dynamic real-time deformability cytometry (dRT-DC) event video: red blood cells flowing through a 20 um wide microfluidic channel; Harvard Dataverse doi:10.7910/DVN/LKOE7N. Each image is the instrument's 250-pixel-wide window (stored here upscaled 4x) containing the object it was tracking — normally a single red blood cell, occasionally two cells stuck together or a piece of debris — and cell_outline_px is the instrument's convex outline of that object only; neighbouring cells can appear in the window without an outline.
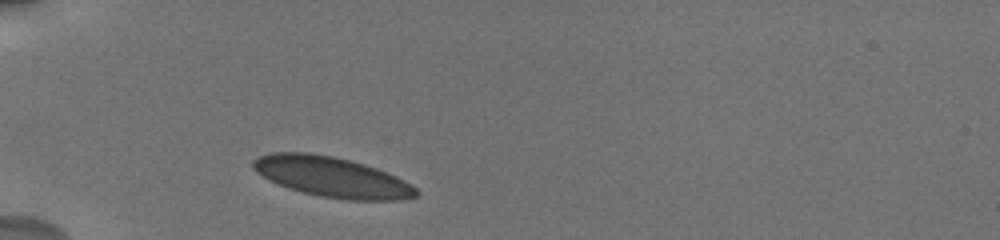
{"species": "human", "species_latin": "Homo sapiens", "temperature_condition": "cold", "stored_images_in_passage": 5, "camera_frame_rate_fps": 3000, "um_per_image_px": 0.085, "donor": {"sex": "male"}, "frame": {"image": 1, "passage_image": 1, "time_ms": 0.0, "image_size_px": [1000, 240], "cell_outline_px": [[420, 192], [416, 196], [400, 200], [348, 200], [320, 196], [304, 192], [280, 184], [256, 172], [252, 164], [252, 160], [268, 152], [308, 152], [332, 156], [364, 164], [376, 168], [396, 176], [412, 184]], "centroid_in_image_um": [28.24, 15.04], "position_along_channel_um": 56.8, "area_um2": 37.86}}
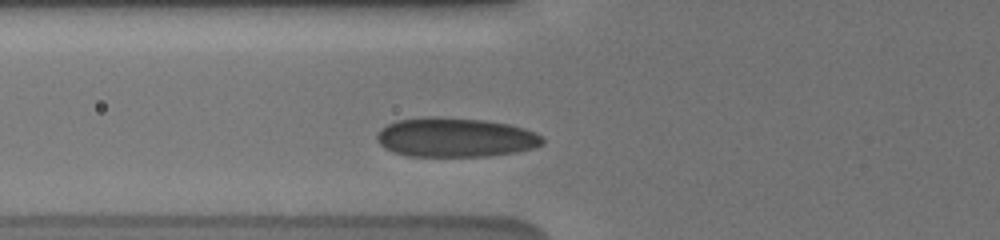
{"frame": {"image": 2, "passage_image": 3, "time_ms": 1.333, "image_size_px": [1000, 240], "cell_outline_px": [[544, 144], [532, 148], [516, 152], [488, 156], [408, 156], [392, 152], [384, 148], [376, 140], [376, 136], [380, 128], [396, 120], [428, 116], [440, 116], [484, 120], [508, 124], [524, 128], [536, 132], [544, 140]], "centroid_in_image_um": [38.67, 11.67], "position_along_channel_um": 87.1, "area_um2": 38.26}}